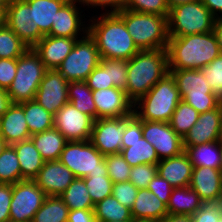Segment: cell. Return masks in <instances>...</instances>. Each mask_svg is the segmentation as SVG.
<instances>
[{
	"instance_id": "1",
	"label": "cell",
	"mask_w": 222,
	"mask_h": 222,
	"mask_svg": "<svg viewBox=\"0 0 222 222\" xmlns=\"http://www.w3.org/2000/svg\"><path fill=\"white\" fill-rule=\"evenodd\" d=\"M98 15L89 19L86 25L101 58L130 60L140 51L117 13Z\"/></svg>"
},
{
	"instance_id": "2",
	"label": "cell",
	"mask_w": 222,
	"mask_h": 222,
	"mask_svg": "<svg viewBox=\"0 0 222 222\" xmlns=\"http://www.w3.org/2000/svg\"><path fill=\"white\" fill-rule=\"evenodd\" d=\"M167 52L169 70L201 69L221 54L213 31L169 37Z\"/></svg>"
},
{
	"instance_id": "3",
	"label": "cell",
	"mask_w": 222,
	"mask_h": 222,
	"mask_svg": "<svg viewBox=\"0 0 222 222\" xmlns=\"http://www.w3.org/2000/svg\"><path fill=\"white\" fill-rule=\"evenodd\" d=\"M168 73L167 49L140 50L128 60L127 97L135 103Z\"/></svg>"
},
{
	"instance_id": "4",
	"label": "cell",
	"mask_w": 222,
	"mask_h": 222,
	"mask_svg": "<svg viewBox=\"0 0 222 222\" xmlns=\"http://www.w3.org/2000/svg\"><path fill=\"white\" fill-rule=\"evenodd\" d=\"M181 100L175 80L168 73L133 104V113L141 120L169 123Z\"/></svg>"
},
{
	"instance_id": "5",
	"label": "cell",
	"mask_w": 222,
	"mask_h": 222,
	"mask_svg": "<svg viewBox=\"0 0 222 222\" xmlns=\"http://www.w3.org/2000/svg\"><path fill=\"white\" fill-rule=\"evenodd\" d=\"M117 14L123 19L128 33L140 50L167 49L168 16L140 13L122 9Z\"/></svg>"
},
{
	"instance_id": "6",
	"label": "cell",
	"mask_w": 222,
	"mask_h": 222,
	"mask_svg": "<svg viewBox=\"0 0 222 222\" xmlns=\"http://www.w3.org/2000/svg\"><path fill=\"white\" fill-rule=\"evenodd\" d=\"M215 16L201 0L170 8L167 17L169 37H182L213 31Z\"/></svg>"
},
{
	"instance_id": "7",
	"label": "cell",
	"mask_w": 222,
	"mask_h": 222,
	"mask_svg": "<svg viewBox=\"0 0 222 222\" xmlns=\"http://www.w3.org/2000/svg\"><path fill=\"white\" fill-rule=\"evenodd\" d=\"M175 80L183 101L199 114L211 111L220 105L200 69L169 70Z\"/></svg>"
},
{
	"instance_id": "8",
	"label": "cell",
	"mask_w": 222,
	"mask_h": 222,
	"mask_svg": "<svg viewBox=\"0 0 222 222\" xmlns=\"http://www.w3.org/2000/svg\"><path fill=\"white\" fill-rule=\"evenodd\" d=\"M46 70L33 48L18 57L15 78L7 89L12 103L34 100Z\"/></svg>"
},
{
	"instance_id": "9",
	"label": "cell",
	"mask_w": 222,
	"mask_h": 222,
	"mask_svg": "<svg viewBox=\"0 0 222 222\" xmlns=\"http://www.w3.org/2000/svg\"><path fill=\"white\" fill-rule=\"evenodd\" d=\"M101 57L94 39L87 33L77 39L71 52L57 70L68 81H86L89 74L100 64Z\"/></svg>"
},
{
	"instance_id": "10",
	"label": "cell",
	"mask_w": 222,
	"mask_h": 222,
	"mask_svg": "<svg viewBox=\"0 0 222 222\" xmlns=\"http://www.w3.org/2000/svg\"><path fill=\"white\" fill-rule=\"evenodd\" d=\"M59 161L72 171L75 178H84L96 171H107L105 156L90 140L68 141Z\"/></svg>"
},
{
	"instance_id": "11",
	"label": "cell",
	"mask_w": 222,
	"mask_h": 222,
	"mask_svg": "<svg viewBox=\"0 0 222 222\" xmlns=\"http://www.w3.org/2000/svg\"><path fill=\"white\" fill-rule=\"evenodd\" d=\"M47 195L34 180L12 184L10 222H32Z\"/></svg>"
},
{
	"instance_id": "12",
	"label": "cell",
	"mask_w": 222,
	"mask_h": 222,
	"mask_svg": "<svg viewBox=\"0 0 222 222\" xmlns=\"http://www.w3.org/2000/svg\"><path fill=\"white\" fill-rule=\"evenodd\" d=\"M142 136L154 146L159 160L180 155L183 139L169 123L142 120Z\"/></svg>"
},
{
	"instance_id": "13",
	"label": "cell",
	"mask_w": 222,
	"mask_h": 222,
	"mask_svg": "<svg viewBox=\"0 0 222 222\" xmlns=\"http://www.w3.org/2000/svg\"><path fill=\"white\" fill-rule=\"evenodd\" d=\"M6 26L29 48H33L44 35L34 28L33 9L25 0H10L6 9Z\"/></svg>"
},
{
	"instance_id": "14",
	"label": "cell",
	"mask_w": 222,
	"mask_h": 222,
	"mask_svg": "<svg viewBox=\"0 0 222 222\" xmlns=\"http://www.w3.org/2000/svg\"><path fill=\"white\" fill-rule=\"evenodd\" d=\"M94 120L71 103L65 104L54 115V127L67 141L90 140Z\"/></svg>"
},
{
	"instance_id": "15",
	"label": "cell",
	"mask_w": 222,
	"mask_h": 222,
	"mask_svg": "<svg viewBox=\"0 0 222 222\" xmlns=\"http://www.w3.org/2000/svg\"><path fill=\"white\" fill-rule=\"evenodd\" d=\"M69 82L57 70H46L35 95V100L48 112L55 115L68 98Z\"/></svg>"
},
{
	"instance_id": "16",
	"label": "cell",
	"mask_w": 222,
	"mask_h": 222,
	"mask_svg": "<svg viewBox=\"0 0 222 222\" xmlns=\"http://www.w3.org/2000/svg\"><path fill=\"white\" fill-rule=\"evenodd\" d=\"M124 117L101 118L93 122L90 142L104 156L122 150Z\"/></svg>"
},
{
	"instance_id": "17",
	"label": "cell",
	"mask_w": 222,
	"mask_h": 222,
	"mask_svg": "<svg viewBox=\"0 0 222 222\" xmlns=\"http://www.w3.org/2000/svg\"><path fill=\"white\" fill-rule=\"evenodd\" d=\"M96 107V119L116 118L133 114V102L124 90L111 87L108 89L92 90Z\"/></svg>"
},
{
	"instance_id": "18",
	"label": "cell",
	"mask_w": 222,
	"mask_h": 222,
	"mask_svg": "<svg viewBox=\"0 0 222 222\" xmlns=\"http://www.w3.org/2000/svg\"><path fill=\"white\" fill-rule=\"evenodd\" d=\"M80 5V2L67 1L56 12L55 22L52 24L49 36L83 38L88 33V25H85L88 20L83 21L85 16L84 14L82 16L83 11L79 9Z\"/></svg>"
},
{
	"instance_id": "19",
	"label": "cell",
	"mask_w": 222,
	"mask_h": 222,
	"mask_svg": "<svg viewBox=\"0 0 222 222\" xmlns=\"http://www.w3.org/2000/svg\"><path fill=\"white\" fill-rule=\"evenodd\" d=\"M221 126V105L199 114L198 120L183 138V147L220 141Z\"/></svg>"
},
{
	"instance_id": "20",
	"label": "cell",
	"mask_w": 222,
	"mask_h": 222,
	"mask_svg": "<svg viewBox=\"0 0 222 222\" xmlns=\"http://www.w3.org/2000/svg\"><path fill=\"white\" fill-rule=\"evenodd\" d=\"M75 176L59 160L45 161L34 179L47 196H60L73 182Z\"/></svg>"
},
{
	"instance_id": "21",
	"label": "cell",
	"mask_w": 222,
	"mask_h": 222,
	"mask_svg": "<svg viewBox=\"0 0 222 222\" xmlns=\"http://www.w3.org/2000/svg\"><path fill=\"white\" fill-rule=\"evenodd\" d=\"M189 186L203 203H217L221 196L222 170L209 167H193Z\"/></svg>"
},
{
	"instance_id": "22",
	"label": "cell",
	"mask_w": 222,
	"mask_h": 222,
	"mask_svg": "<svg viewBox=\"0 0 222 222\" xmlns=\"http://www.w3.org/2000/svg\"><path fill=\"white\" fill-rule=\"evenodd\" d=\"M80 38L44 36L34 47L47 70L57 69Z\"/></svg>"
},
{
	"instance_id": "23",
	"label": "cell",
	"mask_w": 222,
	"mask_h": 222,
	"mask_svg": "<svg viewBox=\"0 0 222 222\" xmlns=\"http://www.w3.org/2000/svg\"><path fill=\"white\" fill-rule=\"evenodd\" d=\"M0 137L8 145L30 139L24 110L18 103H13L0 117Z\"/></svg>"
},
{
	"instance_id": "24",
	"label": "cell",
	"mask_w": 222,
	"mask_h": 222,
	"mask_svg": "<svg viewBox=\"0 0 222 222\" xmlns=\"http://www.w3.org/2000/svg\"><path fill=\"white\" fill-rule=\"evenodd\" d=\"M192 170L193 164L184 151L178 156L162 159L157 164V173L174 188L189 186Z\"/></svg>"
},
{
	"instance_id": "25",
	"label": "cell",
	"mask_w": 222,
	"mask_h": 222,
	"mask_svg": "<svg viewBox=\"0 0 222 222\" xmlns=\"http://www.w3.org/2000/svg\"><path fill=\"white\" fill-rule=\"evenodd\" d=\"M135 220L160 221L168 215L167 205L148 189H139L131 208Z\"/></svg>"
},
{
	"instance_id": "26",
	"label": "cell",
	"mask_w": 222,
	"mask_h": 222,
	"mask_svg": "<svg viewBox=\"0 0 222 222\" xmlns=\"http://www.w3.org/2000/svg\"><path fill=\"white\" fill-rule=\"evenodd\" d=\"M16 151L21 176L24 180H34L40 169L43 167L44 160L31 139L20 141L12 145Z\"/></svg>"
},
{
	"instance_id": "27",
	"label": "cell",
	"mask_w": 222,
	"mask_h": 222,
	"mask_svg": "<svg viewBox=\"0 0 222 222\" xmlns=\"http://www.w3.org/2000/svg\"><path fill=\"white\" fill-rule=\"evenodd\" d=\"M193 167L222 170V142L214 141L197 146L183 147Z\"/></svg>"
},
{
	"instance_id": "28",
	"label": "cell",
	"mask_w": 222,
	"mask_h": 222,
	"mask_svg": "<svg viewBox=\"0 0 222 222\" xmlns=\"http://www.w3.org/2000/svg\"><path fill=\"white\" fill-rule=\"evenodd\" d=\"M30 139L44 161L59 160L61 152L68 142L55 127L32 135Z\"/></svg>"
},
{
	"instance_id": "29",
	"label": "cell",
	"mask_w": 222,
	"mask_h": 222,
	"mask_svg": "<svg viewBox=\"0 0 222 222\" xmlns=\"http://www.w3.org/2000/svg\"><path fill=\"white\" fill-rule=\"evenodd\" d=\"M203 205L199 195L190 187L173 188L167 204L168 214L192 216Z\"/></svg>"
},
{
	"instance_id": "30",
	"label": "cell",
	"mask_w": 222,
	"mask_h": 222,
	"mask_svg": "<svg viewBox=\"0 0 222 222\" xmlns=\"http://www.w3.org/2000/svg\"><path fill=\"white\" fill-rule=\"evenodd\" d=\"M33 9L34 28L46 36L50 34L56 12L67 2V0H25Z\"/></svg>"
},
{
	"instance_id": "31",
	"label": "cell",
	"mask_w": 222,
	"mask_h": 222,
	"mask_svg": "<svg viewBox=\"0 0 222 222\" xmlns=\"http://www.w3.org/2000/svg\"><path fill=\"white\" fill-rule=\"evenodd\" d=\"M133 167L142 164H158L160 161L155 148L143 136L134 142H122L120 153Z\"/></svg>"
},
{
	"instance_id": "32",
	"label": "cell",
	"mask_w": 222,
	"mask_h": 222,
	"mask_svg": "<svg viewBox=\"0 0 222 222\" xmlns=\"http://www.w3.org/2000/svg\"><path fill=\"white\" fill-rule=\"evenodd\" d=\"M18 104L24 110L31 136L54 127V115L45 110L35 99Z\"/></svg>"
},
{
	"instance_id": "33",
	"label": "cell",
	"mask_w": 222,
	"mask_h": 222,
	"mask_svg": "<svg viewBox=\"0 0 222 222\" xmlns=\"http://www.w3.org/2000/svg\"><path fill=\"white\" fill-rule=\"evenodd\" d=\"M68 98L80 112L89 115L96 120V107L93 100L92 90L85 81H71L68 84Z\"/></svg>"
},
{
	"instance_id": "34",
	"label": "cell",
	"mask_w": 222,
	"mask_h": 222,
	"mask_svg": "<svg viewBox=\"0 0 222 222\" xmlns=\"http://www.w3.org/2000/svg\"><path fill=\"white\" fill-rule=\"evenodd\" d=\"M94 215L97 222L133 220L131 209L120 204L112 195L95 204Z\"/></svg>"
},
{
	"instance_id": "35",
	"label": "cell",
	"mask_w": 222,
	"mask_h": 222,
	"mask_svg": "<svg viewBox=\"0 0 222 222\" xmlns=\"http://www.w3.org/2000/svg\"><path fill=\"white\" fill-rule=\"evenodd\" d=\"M59 197L69 210L94 209L95 207L83 178H75Z\"/></svg>"
},
{
	"instance_id": "36",
	"label": "cell",
	"mask_w": 222,
	"mask_h": 222,
	"mask_svg": "<svg viewBox=\"0 0 222 222\" xmlns=\"http://www.w3.org/2000/svg\"><path fill=\"white\" fill-rule=\"evenodd\" d=\"M69 209L58 196H47L32 222H67Z\"/></svg>"
},
{
	"instance_id": "37",
	"label": "cell",
	"mask_w": 222,
	"mask_h": 222,
	"mask_svg": "<svg viewBox=\"0 0 222 222\" xmlns=\"http://www.w3.org/2000/svg\"><path fill=\"white\" fill-rule=\"evenodd\" d=\"M23 180L16 151L8 145L0 155V183L15 184Z\"/></svg>"
},
{
	"instance_id": "38",
	"label": "cell",
	"mask_w": 222,
	"mask_h": 222,
	"mask_svg": "<svg viewBox=\"0 0 222 222\" xmlns=\"http://www.w3.org/2000/svg\"><path fill=\"white\" fill-rule=\"evenodd\" d=\"M199 113L181 100L169 121L171 128L183 139L198 120Z\"/></svg>"
},
{
	"instance_id": "39",
	"label": "cell",
	"mask_w": 222,
	"mask_h": 222,
	"mask_svg": "<svg viewBox=\"0 0 222 222\" xmlns=\"http://www.w3.org/2000/svg\"><path fill=\"white\" fill-rule=\"evenodd\" d=\"M93 204H97L107 196L112 195L113 182L108 171H96L83 178Z\"/></svg>"
},
{
	"instance_id": "40",
	"label": "cell",
	"mask_w": 222,
	"mask_h": 222,
	"mask_svg": "<svg viewBox=\"0 0 222 222\" xmlns=\"http://www.w3.org/2000/svg\"><path fill=\"white\" fill-rule=\"evenodd\" d=\"M29 49L9 27L0 28V59H15Z\"/></svg>"
},
{
	"instance_id": "41",
	"label": "cell",
	"mask_w": 222,
	"mask_h": 222,
	"mask_svg": "<svg viewBox=\"0 0 222 222\" xmlns=\"http://www.w3.org/2000/svg\"><path fill=\"white\" fill-rule=\"evenodd\" d=\"M105 163L108 176L113 183L129 181L132 167L120 153L105 155Z\"/></svg>"
},
{
	"instance_id": "42",
	"label": "cell",
	"mask_w": 222,
	"mask_h": 222,
	"mask_svg": "<svg viewBox=\"0 0 222 222\" xmlns=\"http://www.w3.org/2000/svg\"><path fill=\"white\" fill-rule=\"evenodd\" d=\"M123 9L160 16H168L170 10L167 0H125Z\"/></svg>"
},
{
	"instance_id": "43",
	"label": "cell",
	"mask_w": 222,
	"mask_h": 222,
	"mask_svg": "<svg viewBox=\"0 0 222 222\" xmlns=\"http://www.w3.org/2000/svg\"><path fill=\"white\" fill-rule=\"evenodd\" d=\"M101 63L109 69L110 82L126 93L128 60L101 58Z\"/></svg>"
},
{
	"instance_id": "44",
	"label": "cell",
	"mask_w": 222,
	"mask_h": 222,
	"mask_svg": "<svg viewBox=\"0 0 222 222\" xmlns=\"http://www.w3.org/2000/svg\"><path fill=\"white\" fill-rule=\"evenodd\" d=\"M200 70L211 87L213 94L222 101V53Z\"/></svg>"
},
{
	"instance_id": "45",
	"label": "cell",
	"mask_w": 222,
	"mask_h": 222,
	"mask_svg": "<svg viewBox=\"0 0 222 222\" xmlns=\"http://www.w3.org/2000/svg\"><path fill=\"white\" fill-rule=\"evenodd\" d=\"M156 175V164L137 165L132 167L129 181L134 184L138 189H147L148 184Z\"/></svg>"
},
{
	"instance_id": "46",
	"label": "cell",
	"mask_w": 222,
	"mask_h": 222,
	"mask_svg": "<svg viewBox=\"0 0 222 222\" xmlns=\"http://www.w3.org/2000/svg\"><path fill=\"white\" fill-rule=\"evenodd\" d=\"M138 188L130 181L113 183L112 196L123 206L132 208L138 193Z\"/></svg>"
},
{
	"instance_id": "47",
	"label": "cell",
	"mask_w": 222,
	"mask_h": 222,
	"mask_svg": "<svg viewBox=\"0 0 222 222\" xmlns=\"http://www.w3.org/2000/svg\"><path fill=\"white\" fill-rule=\"evenodd\" d=\"M91 90H101L114 87L110 82L109 69L106 68L101 62L89 74L85 81Z\"/></svg>"
},
{
	"instance_id": "48",
	"label": "cell",
	"mask_w": 222,
	"mask_h": 222,
	"mask_svg": "<svg viewBox=\"0 0 222 222\" xmlns=\"http://www.w3.org/2000/svg\"><path fill=\"white\" fill-rule=\"evenodd\" d=\"M222 206L217 203H203L192 215V222H219Z\"/></svg>"
},
{
	"instance_id": "49",
	"label": "cell",
	"mask_w": 222,
	"mask_h": 222,
	"mask_svg": "<svg viewBox=\"0 0 222 222\" xmlns=\"http://www.w3.org/2000/svg\"><path fill=\"white\" fill-rule=\"evenodd\" d=\"M142 137V120L134 113L124 116V133L122 142H134Z\"/></svg>"
},
{
	"instance_id": "50",
	"label": "cell",
	"mask_w": 222,
	"mask_h": 222,
	"mask_svg": "<svg viewBox=\"0 0 222 222\" xmlns=\"http://www.w3.org/2000/svg\"><path fill=\"white\" fill-rule=\"evenodd\" d=\"M173 188L174 187L158 173L147 186V189L155 194L166 205L168 204Z\"/></svg>"
},
{
	"instance_id": "51",
	"label": "cell",
	"mask_w": 222,
	"mask_h": 222,
	"mask_svg": "<svg viewBox=\"0 0 222 222\" xmlns=\"http://www.w3.org/2000/svg\"><path fill=\"white\" fill-rule=\"evenodd\" d=\"M17 58L0 59V88L8 89L16 75Z\"/></svg>"
},
{
	"instance_id": "52",
	"label": "cell",
	"mask_w": 222,
	"mask_h": 222,
	"mask_svg": "<svg viewBox=\"0 0 222 222\" xmlns=\"http://www.w3.org/2000/svg\"><path fill=\"white\" fill-rule=\"evenodd\" d=\"M12 184L0 183V222H10Z\"/></svg>"
},
{
	"instance_id": "53",
	"label": "cell",
	"mask_w": 222,
	"mask_h": 222,
	"mask_svg": "<svg viewBox=\"0 0 222 222\" xmlns=\"http://www.w3.org/2000/svg\"><path fill=\"white\" fill-rule=\"evenodd\" d=\"M124 2L125 0H82L80 4L81 6L95 9L101 7L100 9H105L104 13H117L123 9Z\"/></svg>"
},
{
	"instance_id": "54",
	"label": "cell",
	"mask_w": 222,
	"mask_h": 222,
	"mask_svg": "<svg viewBox=\"0 0 222 222\" xmlns=\"http://www.w3.org/2000/svg\"><path fill=\"white\" fill-rule=\"evenodd\" d=\"M67 222H97L94 209L70 210Z\"/></svg>"
},
{
	"instance_id": "55",
	"label": "cell",
	"mask_w": 222,
	"mask_h": 222,
	"mask_svg": "<svg viewBox=\"0 0 222 222\" xmlns=\"http://www.w3.org/2000/svg\"><path fill=\"white\" fill-rule=\"evenodd\" d=\"M208 10L215 16H222V0H201Z\"/></svg>"
},
{
	"instance_id": "56",
	"label": "cell",
	"mask_w": 222,
	"mask_h": 222,
	"mask_svg": "<svg viewBox=\"0 0 222 222\" xmlns=\"http://www.w3.org/2000/svg\"><path fill=\"white\" fill-rule=\"evenodd\" d=\"M12 104L13 103L7 90L0 88V117L4 115Z\"/></svg>"
},
{
	"instance_id": "57",
	"label": "cell",
	"mask_w": 222,
	"mask_h": 222,
	"mask_svg": "<svg viewBox=\"0 0 222 222\" xmlns=\"http://www.w3.org/2000/svg\"><path fill=\"white\" fill-rule=\"evenodd\" d=\"M213 32L217 38V42L222 53V16L215 18Z\"/></svg>"
},
{
	"instance_id": "58",
	"label": "cell",
	"mask_w": 222,
	"mask_h": 222,
	"mask_svg": "<svg viewBox=\"0 0 222 222\" xmlns=\"http://www.w3.org/2000/svg\"><path fill=\"white\" fill-rule=\"evenodd\" d=\"M158 222H192V216L168 214Z\"/></svg>"
},
{
	"instance_id": "59",
	"label": "cell",
	"mask_w": 222,
	"mask_h": 222,
	"mask_svg": "<svg viewBox=\"0 0 222 222\" xmlns=\"http://www.w3.org/2000/svg\"><path fill=\"white\" fill-rule=\"evenodd\" d=\"M193 1H196V0H167V4L169 8H172L174 6L185 4L188 2H193Z\"/></svg>"
},
{
	"instance_id": "60",
	"label": "cell",
	"mask_w": 222,
	"mask_h": 222,
	"mask_svg": "<svg viewBox=\"0 0 222 222\" xmlns=\"http://www.w3.org/2000/svg\"><path fill=\"white\" fill-rule=\"evenodd\" d=\"M6 9L7 7H0V28L6 26Z\"/></svg>"
},
{
	"instance_id": "61",
	"label": "cell",
	"mask_w": 222,
	"mask_h": 222,
	"mask_svg": "<svg viewBox=\"0 0 222 222\" xmlns=\"http://www.w3.org/2000/svg\"><path fill=\"white\" fill-rule=\"evenodd\" d=\"M8 144L0 137V155L5 150Z\"/></svg>"
},
{
	"instance_id": "62",
	"label": "cell",
	"mask_w": 222,
	"mask_h": 222,
	"mask_svg": "<svg viewBox=\"0 0 222 222\" xmlns=\"http://www.w3.org/2000/svg\"><path fill=\"white\" fill-rule=\"evenodd\" d=\"M10 0H0V7H7Z\"/></svg>"
},
{
	"instance_id": "63",
	"label": "cell",
	"mask_w": 222,
	"mask_h": 222,
	"mask_svg": "<svg viewBox=\"0 0 222 222\" xmlns=\"http://www.w3.org/2000/svg\"><path fill=\"white\" fill-rule=\"evenodd\" d=\"M132 222H157V221H153V220H135V219H133Z\"/></svg>"
},
{
	"instance_id": "64",
	"label": "cell",
	"mask_w": 222,
	"mask_h": 222,
	"mask_svg": "<svg viewBox=\"0 0 222 222\" xmlns=\"http://www.w3.org/2000/svg\"><path fill=\"white\" fill-rule=\"evenodd\" d=\"M220 105H221V122H222V101L220 102ZM220 141L222 142V126H221Z\"/></svg>"
},
{
	"instance_id": "65",
	"label": "cell",
	"mask_w": 222,
	"mask_h": 222,
	"mask_svg": "<svg viewBox=\"0 0 222 222\" xmlns=\"http://www.w3.org/2000/svg\"><path fill=\"white\" fill-rule=\"evenodd\" d=\"M219 203L222 206V186H221V196H220V199H219Z\"/></svg>"
},
{
	"instance_id": "66",
	"label": "cell",
	"mask_w": 222,
	"mask_h": 222,
	"mask_svg": "<svg viewBox=\"0 0 222 222\" xmlns=\"http://www.w3.org/2000/svg\"><path fill=\"white\" fill-rule=\"evenodd\" d=\"M104 222H132V221H104Z\"/></svg>"
},
{
	"instance_id": "67",
	"label": "cell",
	"mask_w": 222,
	"mask_h": 222,
	"mask_svg": "<svg viewBox=\"0 0 222 222\" xmlns=\"http://www.w3.org/2000/svg\"><path fill=\"white\" fill-rule=\"evenodd\" d=\"M67 1H76V2H81L82 0H67Z\"/></svg>"
},
{
	"instance_id": "68",
	"label": "cell",
	"mask_w": 222,
	"mask_h": 222,
	"mask_svg": "<svg viewBox=\"0 0 222 222\" xmlns=\"http://www.w3.org/2000/svg\"><path fill=\"white\" fill-rule=\"evenodd\" d=\"M219 222H222V213L220 215Z\"/></svg>"
}]
</instances>
